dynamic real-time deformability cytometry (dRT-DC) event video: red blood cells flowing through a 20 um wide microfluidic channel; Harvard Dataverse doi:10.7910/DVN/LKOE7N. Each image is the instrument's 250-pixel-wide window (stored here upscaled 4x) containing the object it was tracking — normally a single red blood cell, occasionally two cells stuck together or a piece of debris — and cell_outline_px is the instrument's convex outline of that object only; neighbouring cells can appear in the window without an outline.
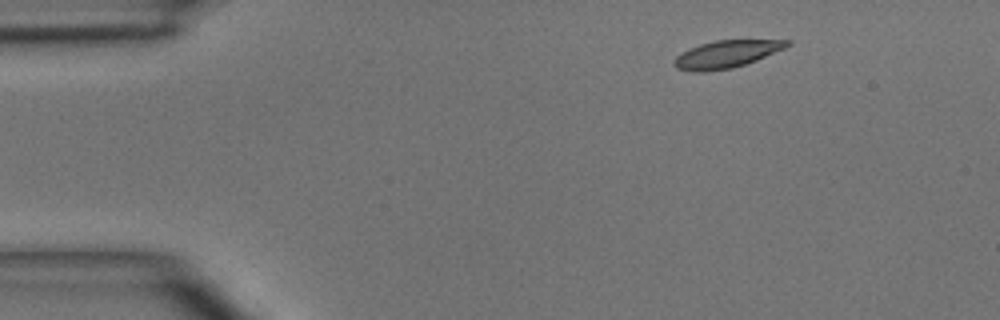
{"species": "common noctule bat (a hibernating species)", "species_latin": "Nyctalus noctula", "temperature_condition": "room temperature", "stored_images_in_passage": 3, "camera_frame_rate_fps": 3000, "um_per_image_px": 0.085, "animal": {"sex": "male", "body_mass_g": 15.6}, "frame": {"image": 1, "passage_image": 1, "time_ms": 0.0, "image_size_px": [1000, 320], "cell_outline_px": [[792, 44], [784, 48], [756, 60], [732, 68], [704, 72], [692, 72], [676, 68], [672, 64], [672, 60], [676, 56], [700, 44], [716, 40], [792, 40]], "centroid_in_image_um": [61.72, 4.61], "position_along_channel_um": 23.3, "area_um2": 17.92}}